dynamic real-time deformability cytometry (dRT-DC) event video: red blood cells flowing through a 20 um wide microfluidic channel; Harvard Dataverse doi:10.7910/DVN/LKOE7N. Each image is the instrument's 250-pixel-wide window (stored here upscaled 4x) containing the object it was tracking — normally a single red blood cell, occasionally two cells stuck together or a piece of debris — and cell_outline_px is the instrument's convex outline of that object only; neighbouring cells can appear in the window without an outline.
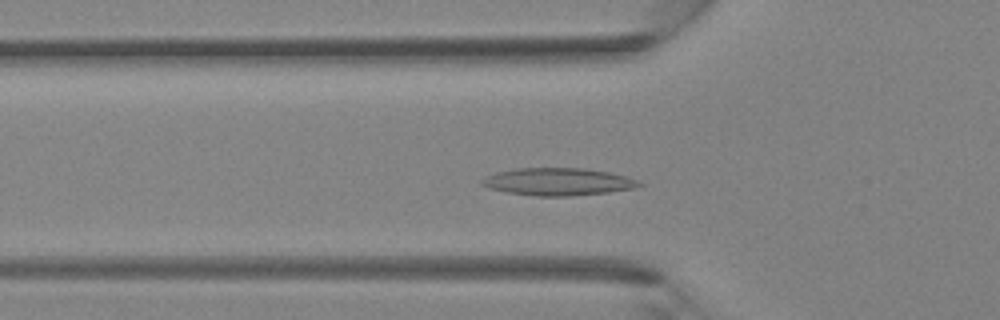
{"species": "Egyptian fruit bat (a non-hibernating species)", "species_latin": "Rousettus aegyptiacus", "temperature_condition": "room temperature", "stored_images_in_passage": 33, "camera_frame_rate_fps": 3000, "um_per_image_px": 0.085, "animal": {"sex": "female"}, "frame": {"image": 1, "passage_image": 6, "time_ms": 1.667, "image_size_px": [1000, 320], "cell_outline_px": [[644, 184], [632, 188], [608, 192], [568, 196], [532, 196], [508, 192], [492, 188], [480, 184], [480, 180], [484, 176], [496, 172], [516, 168], [584, 168], [608, 172], [624, 176], [636, 180]], "centroid_in_image_um": [47.37, 15.44], "position_along_channel_um": 78.4, "area_um2": 24.97}}
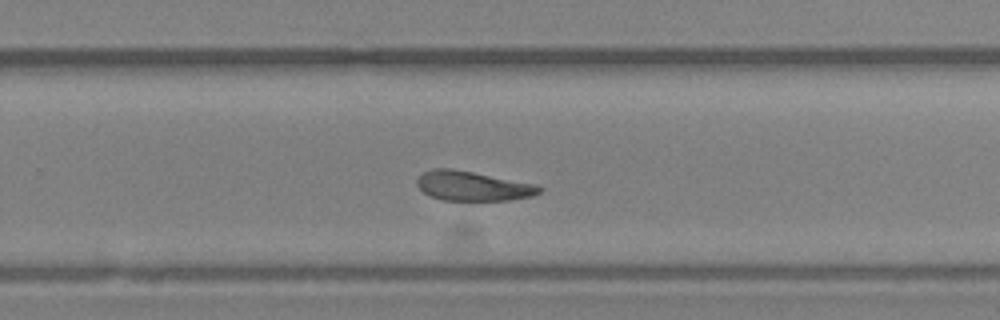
{"frame": {"image": 2, "passage_image": 19, "time_ms": 6.0, "image_size_px": [1000, 320], "cell_outline_px": [[544, 188], [540, 192], [532, 196], [508, 200], [444, 200], [432, 196], [424, 192], [416, 184], [416, 180], [424, 172], [432, 168], [452, 168], [540, 184]], "centroid_in_image_um": [40.24, 15.79], "position_along_channel_um": 289.6, "area_um2": 21.21}}
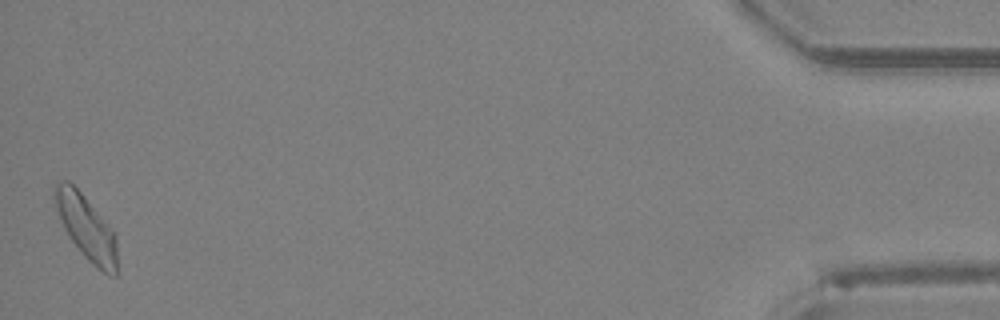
{"frame": {"image": 3, "passage_image": 33, "time_ms": 10.667, "image_size_px": [1000, 320], "cell_outline_px": [[120, 272], [116, 276], [108, 276], [92, 264], [84, 256], [68, 236], [64, 228], [56, 208], [52, 196], [52, 188], [60, 180], [68, 180], [80, 192], [112, 228], [116, 236]], "centroid_in_image_um": [7.38, 19.39], "position_along_channel_um": 427.8, "area_um2": 23.93}}